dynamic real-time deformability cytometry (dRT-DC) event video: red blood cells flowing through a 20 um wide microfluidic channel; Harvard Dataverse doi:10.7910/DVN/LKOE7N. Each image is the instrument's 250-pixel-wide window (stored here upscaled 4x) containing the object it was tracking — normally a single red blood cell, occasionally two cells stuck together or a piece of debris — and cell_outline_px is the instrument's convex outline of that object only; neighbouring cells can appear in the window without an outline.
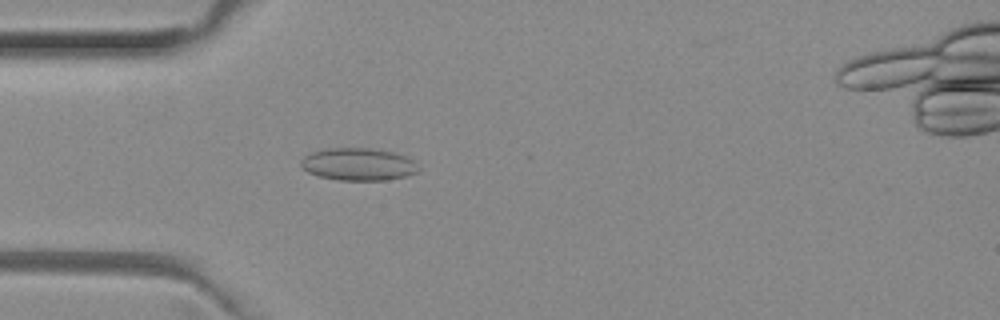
{"species": "common noctule bat (a hibernating species)", "species_latin": "Nyctalus noctula", "temperature_condition": "room temperature", "stored_images_in_passage": 49, "camera_frame_rate_fps": 3000, "um_per_image_px": 0.085, "animal": {"sex": "female", "body_mass_g": 29.2, "forearm_length_mm": 56.3}, "frame": {"image": 1, "passage_image": 12, "time_ms": 3.667, "image_size_px": [1000, 320], "cell_outline_px": [[420, 172], [404, 176], [384, 180], [340, 180], [320, 176], [308, 172], [300, 164], [300, 160], [304, 156], [312, 152], [328, 148], [368, 148], [392, 152], [404, 156], [412, 160], [420, 168]], "centroid_in_image_um": [30.45, 13.96], "position_along_channel_um": 54.5, "area_um2": 22.02}}
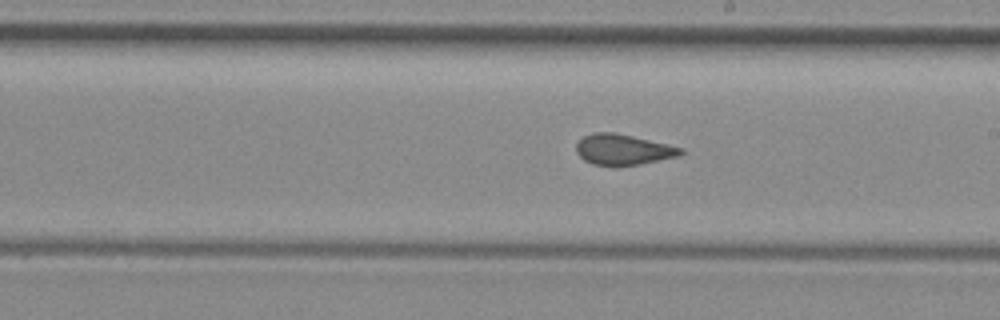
{"frame": {"image": 2, "passage_image": 26, "time_ms": 8.333, "image_size_px": [1000, 320], "cell_outline_px": [[684, 152], [680, 156], [640, 164], [616, 168], [592, 164], [584, 160], [576, 152], [576, 144], [584, 136], [596, 132], [616, 132], [684, 148]], "centroid_in_image_um": [52.97, 12.74], "position_along_channel_um": 236.0, "area_um2": 19.07}}
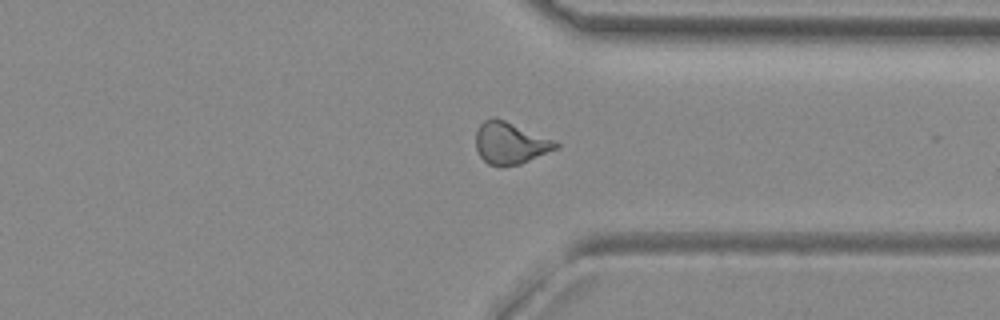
{"frame": {"image": 3, "passage_image": 36, "time_ms": 11.667, "image_size_px": [1000, 320], "cell_outline_px": [[560, 148], [520, 164], [500, 168], [488, 164], [480, 156], [476, 148], [476, 132], [480, 124], [484, 120], [492, 116], [504, 120], [552, 140], [560, 144]], "centroid_in_image_um": [43.34, 12.19], "position_along_channel_um": 368.1, "area_um2": 19.54}}